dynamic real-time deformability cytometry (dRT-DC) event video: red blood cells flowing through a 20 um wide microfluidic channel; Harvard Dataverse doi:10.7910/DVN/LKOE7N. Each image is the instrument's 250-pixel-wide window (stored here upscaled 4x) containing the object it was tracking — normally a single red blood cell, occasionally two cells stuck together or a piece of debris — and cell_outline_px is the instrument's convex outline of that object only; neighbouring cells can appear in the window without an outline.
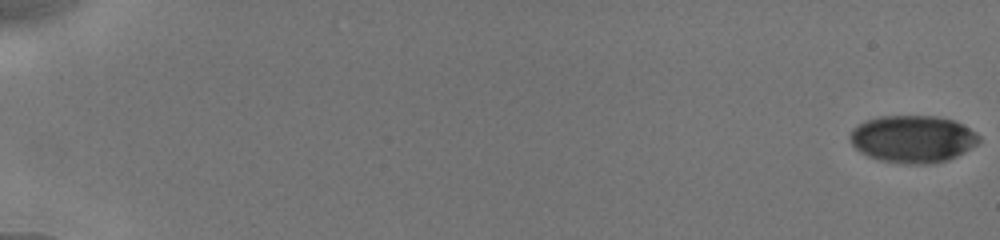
{"species": "human", "species_latin": "Homo sapiens", "temperature_condition": "cold", "stored_images_in_passage": 48, "camera_frame_rate_fps": 3000, "um_per_image_px": 0.085, "donor": {"sex": "male"}, "frame": {"image": 1, "passage_image": 1, "time_ms": 0.0, "image_size_px": [1000, 240], "cell_outline_px": [[980, 140], [976, 144], [964, 152], [948, 160], [932, 164], [904, 164], [880, 160], [868, 156], [860, 152], [852, 144], [848, 136], [852, 128], [864, 120], [880, 116], [936, 116], [952, 120], [976, 132], [980, 136]], "centroid_in_image_um": [77.55, 11.82], "position_along_channel_um": 7.5, "area_um2": 35.66}}
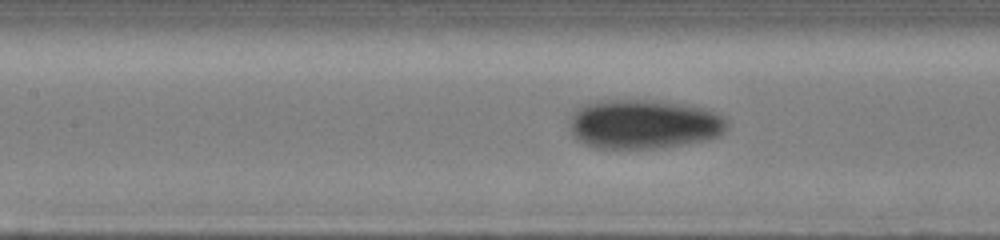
{"frame": {"image": 2, "passage_image": 26, "time_ms": 9.0, "image_size_px": [1000, 240], "cell_outline_px": [[728, 128], [720, 136], [704, 140], [656, 148], [596, 148], [584, 144], [576, 140], [572, 136], [568, 124], [572, 112], [576, 108], [584, 104], [596, 100], [664, 100], [688, 104], [708, 108], [724, 116], [728, 120]], "centroid_in_image_um": [54.71, 10.53], "position_along_channel_um": 152.7, "area_um2": 46.24}}
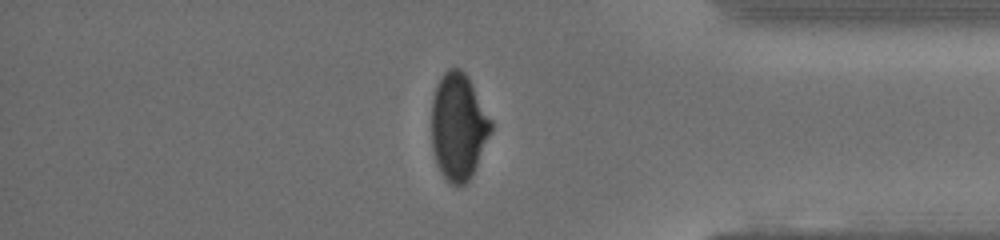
{"frame": {"image": 3, "passage_image": 46, "time_ms": 15.667, "image_size_px": [1000, 240], "cell_outline_px": [[492, 132], [472, 176], [464, 184], [448, 184], [440, 172], [436, 164], [432, 148], [432, 100], [436, 84], [444, 72], [448, 68], [460, 68], [468, 76], [492, 120]], "centroid_in_image_um": [38.96, 10.76], "position_along_channel_um": 396.2, "area_um2": 37.34}, "authors_computed_cell_mechanics": {"area_um2": 40.4022, "velocity_mm_per_s": 3.893, "shape_relaxation_time_tau1_ms": 6.0115, "shape_relaxation_time_tau2_ms": 1.6267, "deformation_change_tau1": 0.1429, "deformation_change_tau2": 0.0424}}